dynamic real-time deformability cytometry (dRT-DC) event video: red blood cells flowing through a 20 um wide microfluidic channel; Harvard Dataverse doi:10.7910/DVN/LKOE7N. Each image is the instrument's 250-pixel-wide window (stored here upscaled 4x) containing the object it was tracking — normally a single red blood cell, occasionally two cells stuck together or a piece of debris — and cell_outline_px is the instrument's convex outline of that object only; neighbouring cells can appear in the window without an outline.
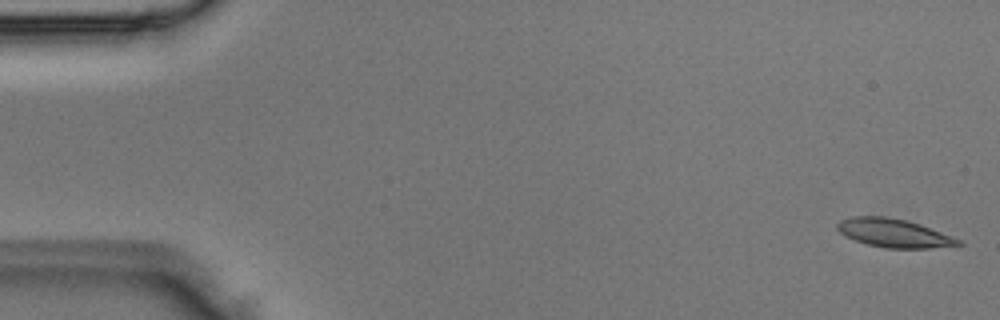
{"species": "Egyptian fruit bat (a non-hibernating species)", "species_latin": "Rousettus aegyptiacus", "temperature_condition": "room temperature", "stored_images_in_passage": 4, "camera_frame_rate_fps": 3000, "um_per_image_px": 0.085, "animal": {"sex": "male"}, "frame": {"image": 1, "passage_image": 1, "time_ms": 0.0, "image_size_px": [1000, 320], "cell_outline_px": [[964, 244], [928, 248], [888, 248], [868, 244], [856, 240], [840, 232], [836, 228], [836, 224], [840, 220], [852, 216], [884, 216], [904, 220], [920, 224], [952, 236], [960, 240]], "centroid_in_image_um": [75.97, 19.8], "position_along_channel_um": 9.0, "area_um2": 19.77}}